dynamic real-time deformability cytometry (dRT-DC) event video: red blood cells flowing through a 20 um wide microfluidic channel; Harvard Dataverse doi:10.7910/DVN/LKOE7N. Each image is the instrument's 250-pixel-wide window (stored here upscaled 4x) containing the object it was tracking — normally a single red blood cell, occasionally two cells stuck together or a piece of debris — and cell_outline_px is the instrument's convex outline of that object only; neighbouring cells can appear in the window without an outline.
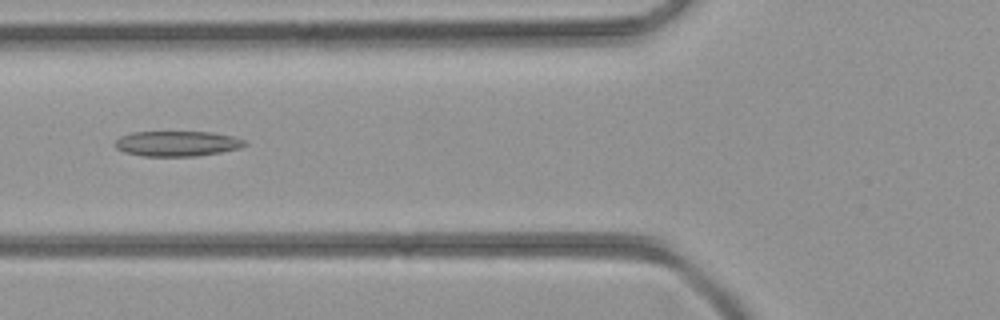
{"species": "common noctule bat (a hibernating species)", "species_latin": "Nyctalus noctula", "temperature_condition": "room temperature", "stored_images_in_passage": 37, "camera_frame_rate_fps": 3000, "um_per_image_px": 0.085, "animal": {"sex": "female", "body_mass_g": 21.9}, "frame": {"image": 1, "passage_image": 11, "time_ms": 3.333, "image_size_px": [1000, 320], "cell_outline_px": [[248, 144], [240, 148], [220, 152], [196, 156], [144, 156], [124, 152], [116, 148], [116, 140], [120, 136], [132, 132], [212, 132], [232, 136], [244, 140]], "centroid_in_image_um": [15.06, 12.2], "position_along_channel_um": 110.7, "area_um2": 19.02}}
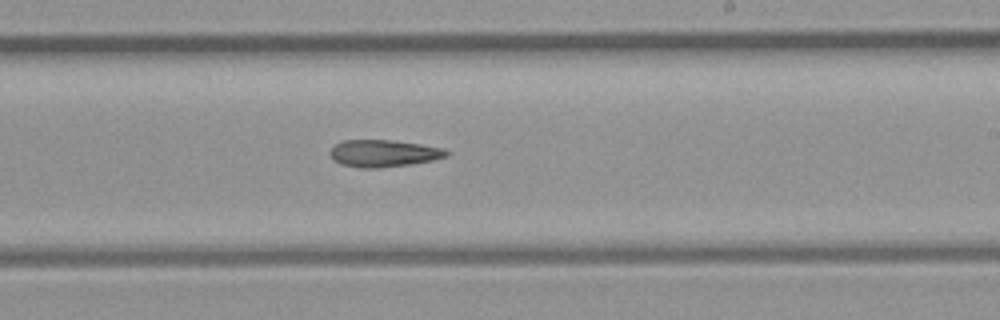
{"frame": {"image": 2, "passage_image": 20, "time_ms": 6.333, "image_size_px": [1000, 320], "cell_outline_px": [[448, 156], [432, 160], [408, 164], [376, 168], [360, 168], [340, 164], [332, 160], [328, 152], [336, 144], [344, 140], [392, 140], [420, 144], [444, 148], [448, 152]], "centroid_in_image_um": [32.56, 13.03], "position_along_channel_um": 256.4, "area_um2": 18.32}}
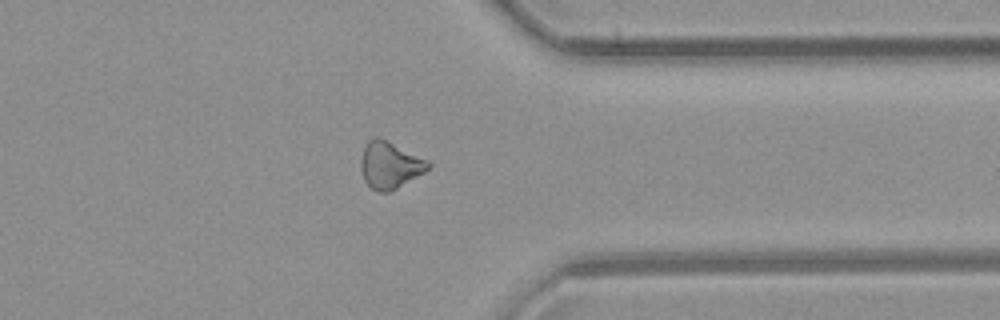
{"frame": {"image": 3, "passage_image": 28, "time_ms": 9.0, "image_size_px": [1000, 320], "cell_outline_px": [[432, 164], [424, 172], [396, 188], [388, 192], [380, 192], [372, 188], [364, 180], [360, 168], [360, 160], [364, 148], [368, 140], [372, 136], [376, 136], [428, 160]], "centroid_in_image_um": [33.1, 14.03], "position_along_channel_um": 378.3, "area_um2": 18.03}}